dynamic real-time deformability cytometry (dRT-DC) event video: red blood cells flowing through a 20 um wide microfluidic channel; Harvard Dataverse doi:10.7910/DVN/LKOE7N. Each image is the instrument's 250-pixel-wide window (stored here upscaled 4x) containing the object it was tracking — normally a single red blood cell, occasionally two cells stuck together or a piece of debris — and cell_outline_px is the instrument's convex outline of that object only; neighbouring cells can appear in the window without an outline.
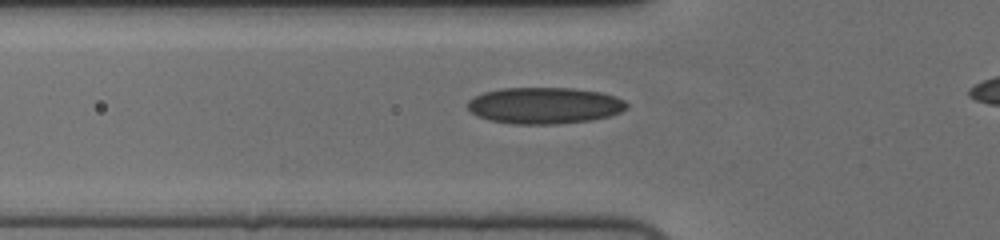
{"species": "human", "species_latin": "Homo sapiens", "temperature_condition": "cold", "stored_images_in_passage": 43, "camera_frame_rate_fps": 3000, "um_per_image_px": 0.085, "donor": {"sex": "female"}, "frame": {"image": 1, "passage_image": 13, "time_ms": 4.0, "image_size_px": [1000, 240], "cell_outline_px": [[628, 108], [620, 112], [608, 116], [592, 120], [556, 124], [512, 124], [488, 120], [476, 116], [464, 104], [468, 100], [484, 92], [500, 88], [572, 88], [600, 92], [616, 96], [624, 100], [628, 104]], "centroid_in_image_um": [46.26, 8.97], "position_along_channel_um": 79.5, "area_um2": 34.04}}
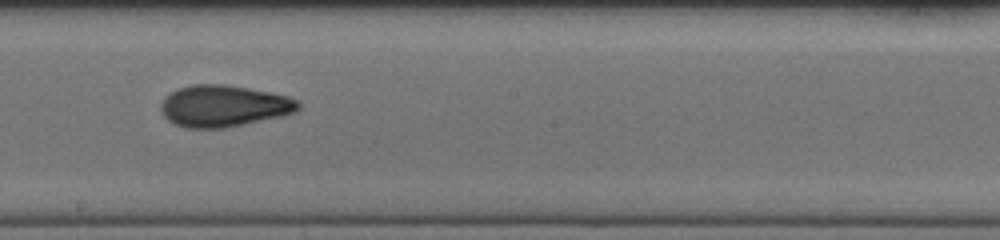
{"frame": {"image": 2, "passage_image": 25, "time_ms": 8.0, "image_size_px": [1000, 240], "cell_outline_px": [[300, 108], [296, 112], [280, 116], [244, 124], [224, 128], [188, 128], [176, 124], [168, 120], [164, 116], [160, 108], [160, 104], [164, 96], [176, 88], [192, 84], [224, 84], [248, 88], [288, 96], [300, 100]], "centroid_in_image_um": [19.0, 9.0], "position_along_channel_um": 229.2, "area_um2": 33.47}}
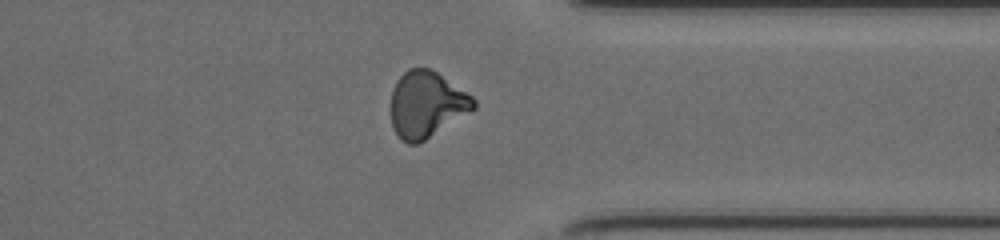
{"frame": {"image": 3, "passage_image": 37, "time_ms": 12.0, "image_size_px": [1000, 240], "cell_outline_px": [[476, 108], [472, 112], [424, 140], [416, 144], [408, 144], [400, 140], [392, 128], [392, 88], [396, 80], [408, 68], [428, 68], [436, 72], [472, 96], [476, 100]], "centroid_in_image_um": [36.26, 8.89], "position_along_channel_um": 375.1, "area_um2": 31.96}, "authors_computed_cell_mechanics": {"area_um2": 32.368, "velocity_mm_per_s": 3.7485, "shape_relaxation_time_tau1_ms": 8.0601, "shape_relaxation_time_tau2_ms": 2.6016, "deformation_change_tau1": 0.1832, "deformation_change_tau2": 0.0782}}